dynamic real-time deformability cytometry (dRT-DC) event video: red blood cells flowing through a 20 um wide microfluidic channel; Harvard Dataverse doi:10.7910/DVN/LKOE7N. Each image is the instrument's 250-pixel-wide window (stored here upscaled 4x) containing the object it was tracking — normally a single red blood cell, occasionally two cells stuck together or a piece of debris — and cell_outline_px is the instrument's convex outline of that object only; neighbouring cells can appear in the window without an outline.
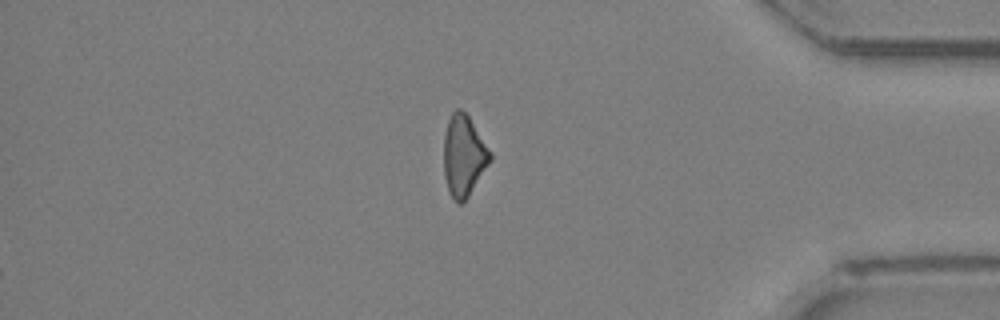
{"species": "Egyptian fruit bat (a non-hibernating species)", "species_latin": "Rousettus aegyptiacus", "temperature_condition": "room temperature", "stored_images_in_passage": 30, "segment_of_instrument_passage": [2, 2], "camera_frame_rate_fps": 3000, "um_per_image_px": 0.085, "animal": {"sex": "female"}, "frame": {"image": 1, "passage_image": 30, "time_ms": 9.667, "image_size_px": [1000, 320], "cell_outline_px": [[492, 160], [468, 196], [460, 204], [448, 192], [444, 176], [444, 136], [448, 120], [452, 112], [456, 108], [460, 108], [468, 116], [492, 152]], "centroid_in_image_um": [39.42, 13.22], "position_along_channel_um": 395.8, "area_um2": 21.85}}